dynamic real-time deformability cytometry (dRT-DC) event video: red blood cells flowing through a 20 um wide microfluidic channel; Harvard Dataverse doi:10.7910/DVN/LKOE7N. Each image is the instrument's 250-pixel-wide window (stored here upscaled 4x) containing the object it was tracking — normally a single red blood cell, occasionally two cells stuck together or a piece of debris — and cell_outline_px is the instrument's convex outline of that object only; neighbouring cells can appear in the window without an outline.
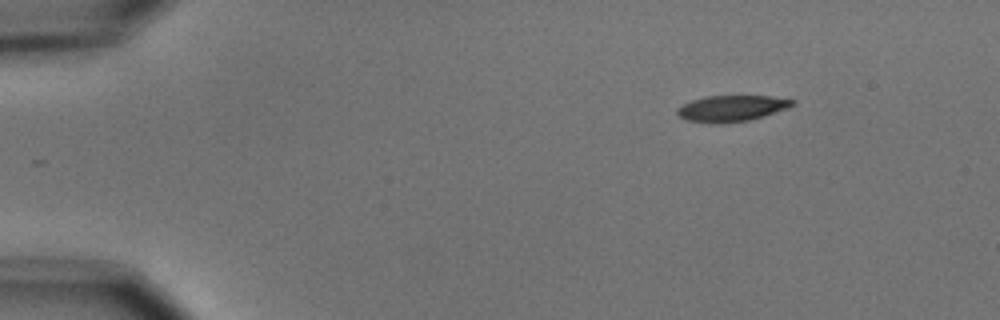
{"species": "common noctule bat (a hibernating species)", "species_latin": "Nyctalus noctula", "temperature_condition": "cold", "stored_images_in_passage": 6, "camera_frame_rate_fps": 3000, "um_per_image_px": 0.085, "animal": {"sex": "male", "body_mass_g": 15.6}, "frame": {"image": 1, "passage_image": 1, "time_ms": 0.0, "image_size_px": [1000, 320], "cell_outline_px": [[796, 104], [788, 108], [748, 120], [720, 124], [716, 124], [684, 120], [676, 112], [676, 108], [692, 100], [704, 96], [772, 96], [796, 100]], "centroid_in_image_um": [62.17, 9.21], "position_along_channel_um": 22.8, "area_um2": 17.57}}
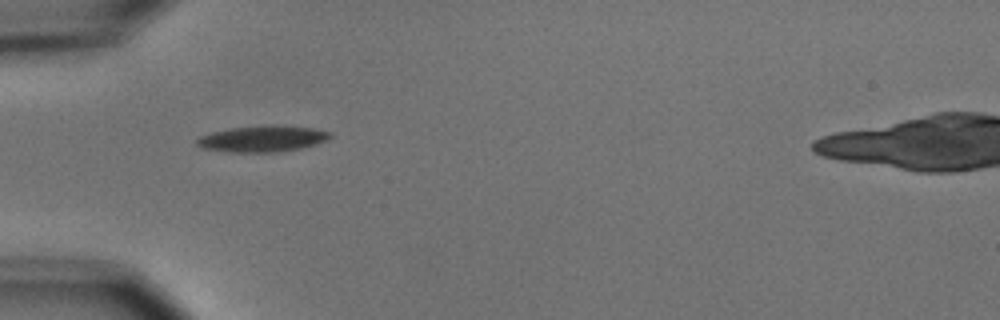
{"frame": {"image": 2, "passage_image": 4, "time_ms": 3.333, "image_size_px": [1000, 320], "cell_outline_px": [[332, 136], [316, 144], [300, 148], [280, 152], [228, 152], [204, 148], [196, 144], [196, 140], [200, 136], [212, 132], [232, 128], [272, 124], [312, 128], [332, 132]], "centroid_in_image_um": [22.32, 11.79], "position_along_channel_um": 62.7, "area_um2": 20.29}}
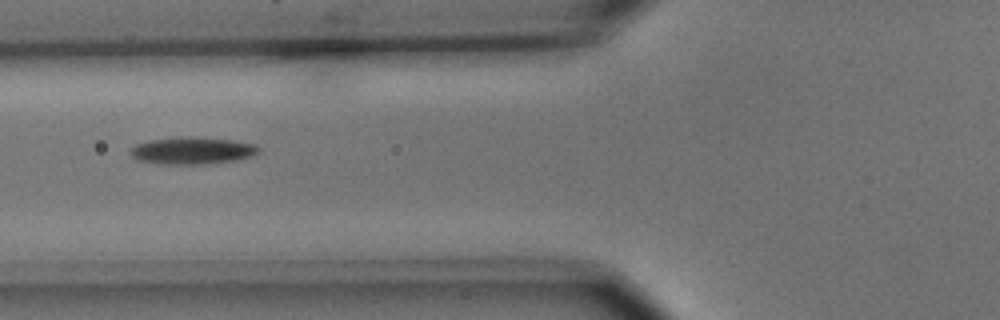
{"frame": {"image": 3, "passage_image": 5, "time_ms": 4.667, "image_size_px": [1000, 320], "cell_outline_px": [[260, 152], [252, 156], [236, 160], [208, 164], [160, 164], [136, 160], [128, 152], [136, 144], [152, 140], [188, 136], [196, 136], [232, 140], [256, 144], [260, 148]], "centroid_in_image_um": [16.37, 12.81], "position_along_channel_um": 109.4, "area_um2": 20.46}}